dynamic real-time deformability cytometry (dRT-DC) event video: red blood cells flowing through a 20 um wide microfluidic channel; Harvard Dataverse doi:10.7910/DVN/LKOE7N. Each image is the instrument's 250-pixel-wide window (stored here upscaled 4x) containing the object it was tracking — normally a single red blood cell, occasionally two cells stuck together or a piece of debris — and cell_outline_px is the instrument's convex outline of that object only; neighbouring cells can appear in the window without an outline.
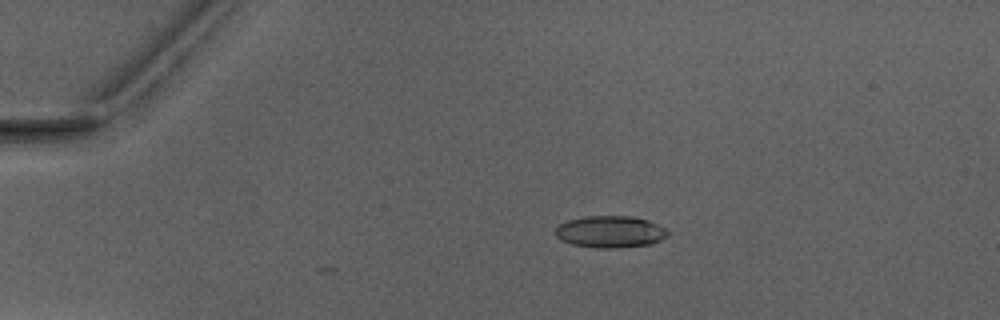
{"species": "Egyptian fruit bat (a non-hibernating species)", "species_latin": "Rousettus aegyptiacus", "temperature_condition": "warm", "stored_images_in_passage": 6, "camera_frame_rate_fps": 3000, "um_per_image_px": 0.085, "animal": {"sex": "male"}, "frame": {"image": 1, "passage_image": 6, "time_ms": 7.0, "image_size_px": [1000, 320], "cell_outline_px": [[672, 232], [668, 236], [652, 244], [620, 248], [596, 248], [572, 244], [560, 240], [556, 236], [556, 228], [560, 224], [568, 220], [584, 216], [632, 216], [648, 220]], "centroid_in_image_um": [51.89, 19.71], "position_along_channel_um": 33.1, "area_um2": 21.04}}